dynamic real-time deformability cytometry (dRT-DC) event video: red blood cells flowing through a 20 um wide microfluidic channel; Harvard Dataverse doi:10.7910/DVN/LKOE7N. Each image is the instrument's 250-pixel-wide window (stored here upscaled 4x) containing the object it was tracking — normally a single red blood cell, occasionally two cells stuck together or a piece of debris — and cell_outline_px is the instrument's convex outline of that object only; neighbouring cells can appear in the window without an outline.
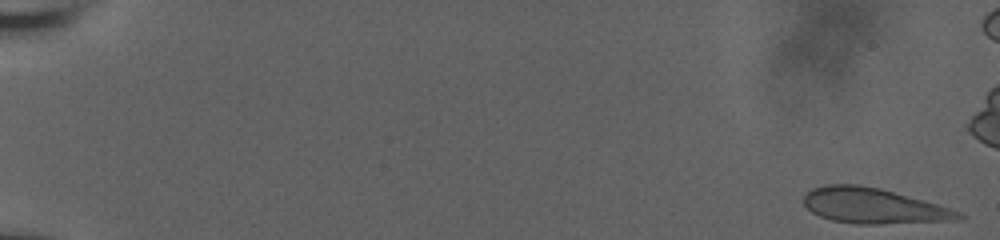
{"species": "human", "species_latin": "Homo sapiens", "temperature_condition": "room temperature", "stored_images_in_passage": 59, "camera_frame_rate_fps": 3000, "um_per_image_px": 0.085, "donor": {"sex": "male"}, "frame": {"image": 1, "passage_image": 2, "time_ms": 0.333, "image_size_px": [1000, 240], "cell_outline_px": [[964, 220], [876, 224], [856, 224], [832, 220], [820, 216], [812, 212], [804, 204], [804, 196], [812, 188], [824, 184], [860, 184], [880, 188], [936, 204], [960, 212], [964, 216]], "centroid_in_image_um": [74.23, 17.5], "position_along_channel_um": 10.8, "area_um2": 31.79}}
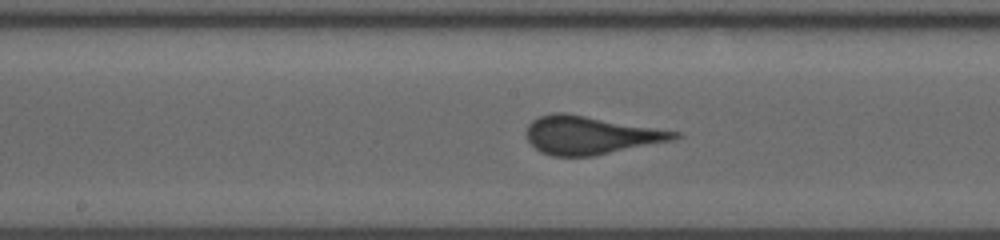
{"frame": {"image": 2, "passage_image": 33, "time_ms": 10.667, "image_size_px": [1000, 240], "cell_outline_px": [[680, 136], [672, 140], [592, 156], [552, 156], [540, 152], [528, 140], [528, 124], [532, 120], [540, 116], [552, 112], [564, 112], [680, 132]], "centroid_in_image_um": [50.16, 11.48], "position_along_channel_um": 198.0, "area_um2": 32.43}}
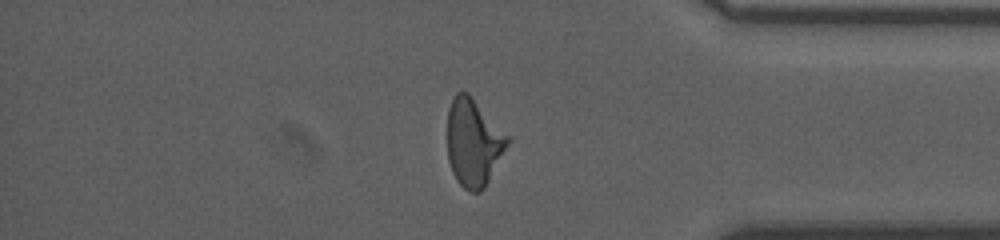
{"frame": {"image": 3, "passage_image": 50, "time_ms": 16.333, "image_size_px": [1000, 240], "cell_outline_px": [[512, 140], [484, 188], [480, 192], [468, 192], [456, 180], [452, 172], [448, 160], [448, 108], [456, 92], [468, 92], [512, 136]], "centroid_in_image_um": [40.29, 12.1], "position_along_channel_um": 394.9, "area_um2": 31.33}}